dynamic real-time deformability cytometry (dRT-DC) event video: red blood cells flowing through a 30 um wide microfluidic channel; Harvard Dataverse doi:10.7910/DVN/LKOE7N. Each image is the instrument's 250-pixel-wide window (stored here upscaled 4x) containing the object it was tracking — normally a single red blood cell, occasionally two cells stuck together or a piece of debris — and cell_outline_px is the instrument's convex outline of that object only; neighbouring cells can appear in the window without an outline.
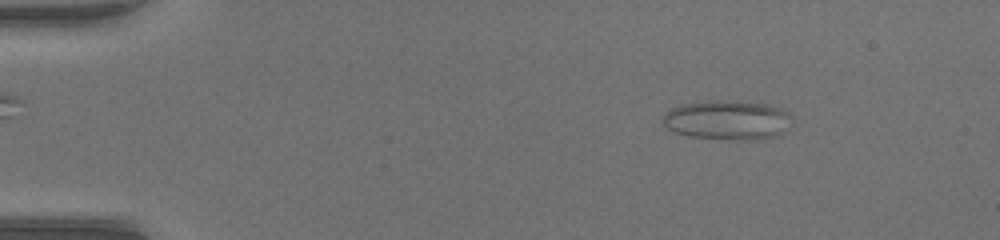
{"species": "common noctule bat (a hibernating species)", "species_latin": "Nyctalus noctula", "temperature_condition": "warm", "stored_images_in_passage": 50, "camera_frame_rate_fps": 3000, "um_per_image_px": 0.085, "animal": {"sex": "female", "body_mass_g": 17.0, "forearm_length_mm": 48.0}, "frame": {"image": 1, "passage_image": 7, "time_ms": 2.0, "image_size_px": [1000, 240], "cell_outline_px": [[792, 116], [788, 128], [780, 136], [740, 140], [732, 140], [688, 136], [676, 132], [668, 128], [660, 120], [664, 112], [680, 104], [720, 100], [768, 104], [780, 108], [788, 112]], "centroid_in_image_um": [61.82, 10.21], "position_along_channel_um": 23.2, "area_um2": 29.77}}
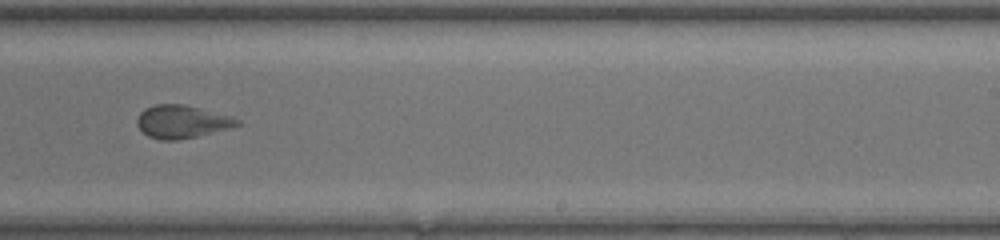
{"frame": {"image": 2, "passage_image": 32, "time_ms": 10.333, "image_size_px": [1000, 240], "cell_outline_px": [[244, 124], [232, 128], [196, 136], [176, 140], [160, 140], [148, 136], [136, 124], [136, 120], [140, 112], [144, 108], [156, 104], [180, 104], [200, 108], [232, 116], [240, 120]], "centroid_in_image_um": [15.49, 10.34], "position_along_channel_um": 273.5, "area_um2": 19.31}}
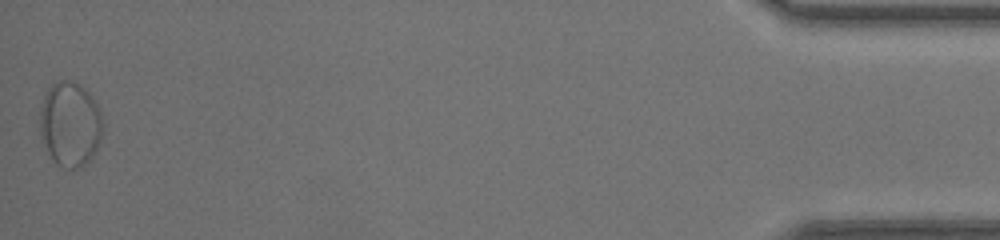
{"frame": {"image": 3, "passage_image": 50, "time_ms": 16.333, "image_size_px": [1000, 240], "cell_outline_px": [[104, 128], [100, 140], [92, 156], [80, 168], [64, 168], [56, 164], [52, 160], [48, 152], [40, 132], [40, 108], [44, 92], [52, 84], [60, 80], [72, 80], [80, 84], [92, 96], [100, 112], [104, 124]], "centroid_in_image_um": [5.95, 10.53], "position_along_channel_um": 429.2, "area_um2": 31.27}}